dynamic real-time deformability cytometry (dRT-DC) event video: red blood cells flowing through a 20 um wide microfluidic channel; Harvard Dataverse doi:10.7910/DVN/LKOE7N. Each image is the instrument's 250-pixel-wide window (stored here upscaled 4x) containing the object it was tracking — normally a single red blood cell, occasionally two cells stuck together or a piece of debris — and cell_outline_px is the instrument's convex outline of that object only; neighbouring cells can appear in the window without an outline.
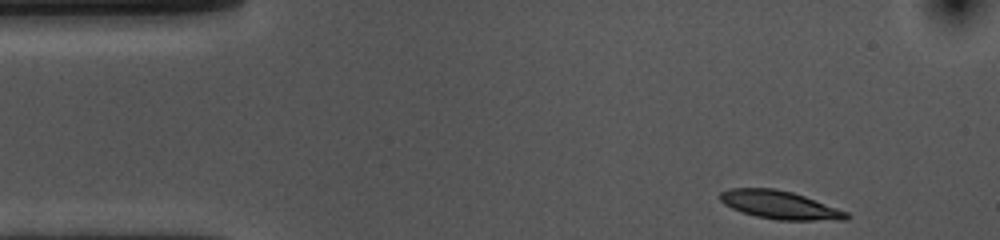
{"species": "common noctule bat (a hibernating species)", "species_latin": "Nyctalus noctula", "temperature_condition": "cold", "stored_images_in_passage": 41, "camera_frame_rate_fps": 3000, "um_per_image_px": 0.085, "animal": {"sex": "female", "body_mass_g": 10.0, "forearm_length_mm": 53.1}, "frame": {"image": 1, "passage_image": 1, "time_ms": 0.0, "image_size_px": [1000, 240], "cell_outline_px": [[852, 216], [848, 220], [776, 220], [756, 216], [732, 208], [724, 204], [720, 200], [720, 192], [728, 188], [772, 188], [792, 192], [804, 196], [848, 212]], "centroid_in_image_um": [66.3, 17.42], "position_along_channel_um": 18.7, "area_um2": 20.69}}
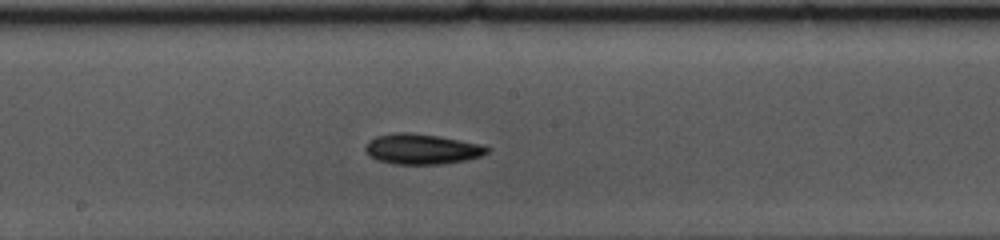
{"frame": {"image": 2, "passage_image": 23, "time_ms": 7.333, "image_size_px": [1000, 240], "cell_outline_px": [[492, 148], [488, 152], [480, 156], [464, 160], [440, 164], [392, 164], [376, 160], [368, 156], [364, 148], [368, 140], [376, 136], [396, 132], [408, 132], [436, 136], [460, 140], [480, 144]], "centroid_in_image_um": [35.8, 12.67], "position_along_channel_um": 212.4, "area_um2": 21.56}}
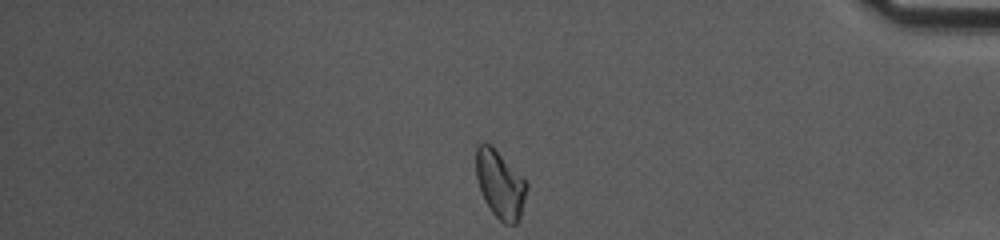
{"frame": {"image": 3, "passage_image": 41, "time_ms": 13.333, "image_size_px": [1000, 240], "cell_outline_px": [[528, 188], [520, 216], [516, 224], [504, 224], [492, 212], [484, 200], [480, 192], [476, 176], [476, 148], [480, 144], [488, 144], [528, 184]], "centroid_in_image_um": [42.49, 15.74], "position_along_channel_um": 392.7, "area_um2": 19.31}, "authors_computed_cell_mechanics": {"area_um2": 20.3456, "velocity_mm_per_s": 3.5794, "shape_relaxation_time_tau1_ms": 3.4723, "shape_relaxation_time_tau2_ms": null, "deformation_change_tau1": 0.1261, "deformation_change_tau2": null}}